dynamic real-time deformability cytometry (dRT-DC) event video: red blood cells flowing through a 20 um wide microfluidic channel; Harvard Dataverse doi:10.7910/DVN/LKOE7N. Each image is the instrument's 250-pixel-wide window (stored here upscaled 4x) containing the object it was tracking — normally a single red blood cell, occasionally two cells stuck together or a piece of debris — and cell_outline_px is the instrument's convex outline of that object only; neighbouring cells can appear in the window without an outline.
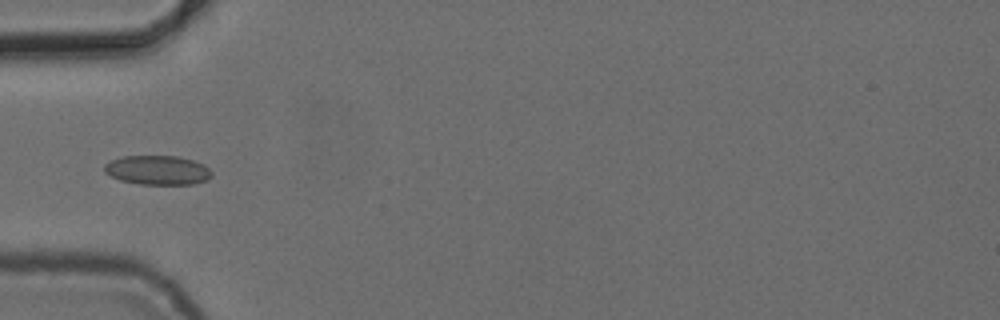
{"species": "common noctule bat (a hibernating species)", "species_latin": "Nyctalus noctula", "temperature_condition": "cold", "stored_images_in_passage": 4, "camera_frame_rate_fps": 3000, "um_per_image_px": 0.085, "animal": {"sex": "female", "body_mass_g": 24.6, "forearm_length_mm": 56.2}, "frame": {"image": 1, "passage_image": 4, "time_ms": 3.333, "image_size_px": [1000, 320], "cell_outline_px": [[212, 176], [208, 180], [192, 184], [140, 184], [120, 180], [104, 172], [104, 164], [112, 160], [124, 156], [180, 156], [204, 164], [212, 172]], "centroid_in_image_um": [13.42, 14.46], "position_along_channel_um": 71.6, "area_um2": 18.32}}